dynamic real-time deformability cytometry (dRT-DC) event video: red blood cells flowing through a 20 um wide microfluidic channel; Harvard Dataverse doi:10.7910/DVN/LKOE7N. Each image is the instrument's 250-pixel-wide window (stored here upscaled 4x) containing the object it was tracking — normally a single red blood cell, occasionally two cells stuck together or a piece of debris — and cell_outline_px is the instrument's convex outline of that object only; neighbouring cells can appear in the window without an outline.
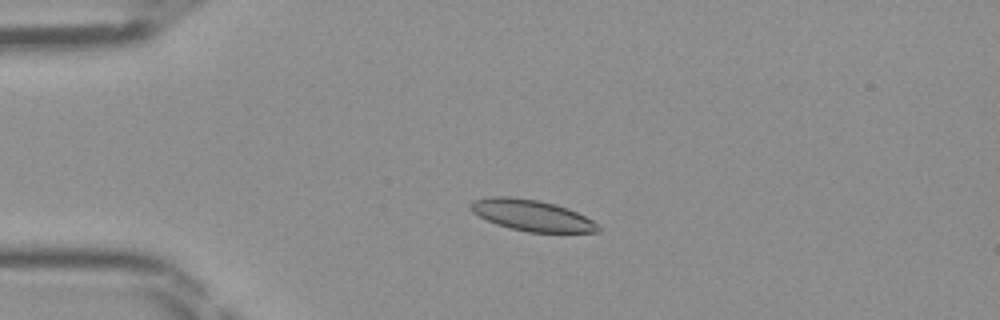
{"species": "Egyptian fruit bat (a non-hibernating species)", "species_latin": "Rousettus aegyptiacus", "temperature_condition": "room temperature", "stored_images_in_passage": 47, "camera_frame_rate_fps": 3000, "um_per_image_px": 0.085, "frame": {"image": 1, "passage_image": 11, "time_ms": 3.333, "image_size_px": [1000, 320], "cell_outline_px": [[600, 232], [528, 232], [496, 224], [472, 212], [468, 208], [468, 204], [472, 200], [492, 196], [508, 196], [540, 200], [556, 204], [568, 208], [592, 220], [600, 228]], "centroid_in_image_um": [45.16, 18.28], "position_along_channel_um": 39.8, "area_um2": 23.12}}
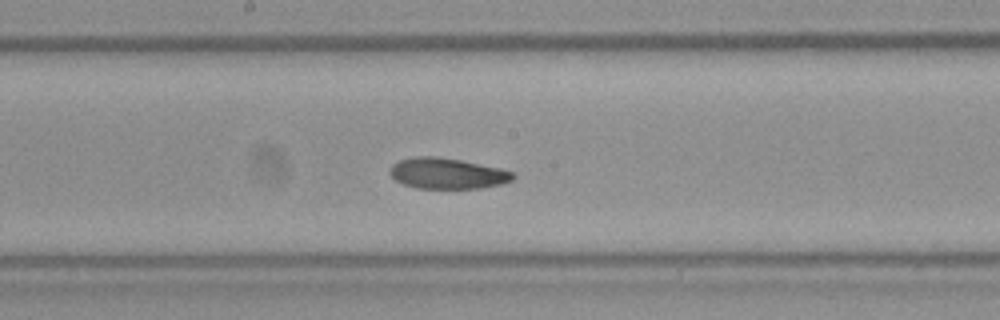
{"frame": {"image": 2, "passage_image": 25, "time_ms": 8.0, "image_size_px": [1000, 320], "cell_outline_px": [[516, 176], [512, 180], [500, 184], [480, 188], [416, 188], [404, 184], [396, 180], [388, 172], [392, 164], [400, 160], [412, 156], [436, 156], [460, 160], [500, 168], [512, 172]], "centroid_in_image_um": [37.99, 14.73], "position_along_channel_um": 210.2, "area_um2": 22.02}}
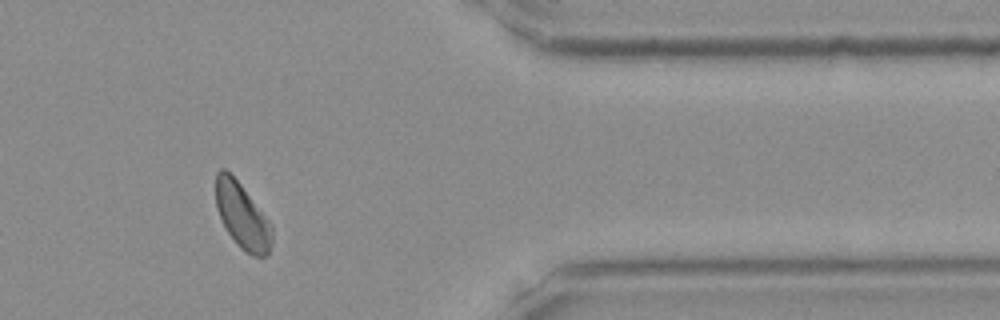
{"frame": {"image": 3, "passage_image": 39, "time_ms": 12.667, "image_size_px": [1000, 320], "cell_outline_px": [[272, 244], [268, 256], [252, 256], [240, 248], [228, 232], [216, 208], [216, 172], [220, 168], [224, 168], [240, 184], [272, 224]], "centroid_in_image_um": [20.61, 18.38], "position_along_channel_um": 390.8, "area_um2": 21.27}}